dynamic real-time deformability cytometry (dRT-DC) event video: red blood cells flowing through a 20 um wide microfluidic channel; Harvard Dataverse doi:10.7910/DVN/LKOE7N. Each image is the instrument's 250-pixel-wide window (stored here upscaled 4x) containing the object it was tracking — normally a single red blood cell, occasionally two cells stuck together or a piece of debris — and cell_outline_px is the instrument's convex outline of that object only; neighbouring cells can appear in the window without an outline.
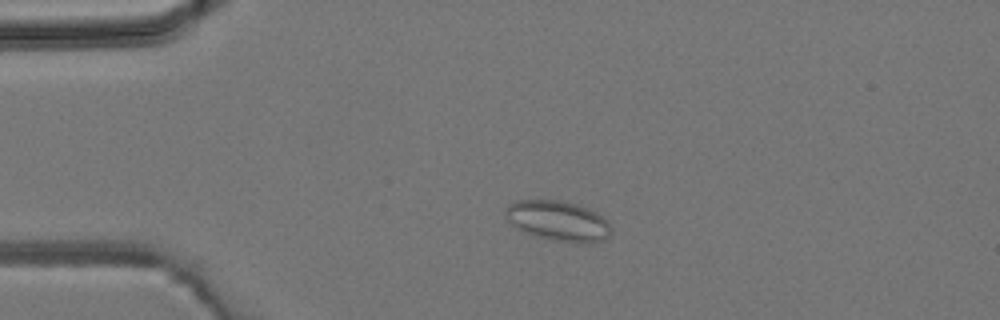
{"species": "common noctule bat (a hibernating species)", "species_latin": "Nyctalus noctula", "temperature_condition": "room temperature", "stored_images_in_passage": 3, "camera_frame_rate_fps": 3000, "um_per_image_px": 0.085, "animal": {"sex": "male", "body_mass_g": 19.2, "forearm_length_mm": 51.8}, "frame": {"image": 1, "passage_image": 2, "time_ms": 1.333, "image_size_px": [1000, 320], "cell_outline_px": [[612, 232], [604, 240], [592, 244], [552, 240], [536, 236], [524, 232], [512, 224], [508, 220], [504, 212], [504, 208], [508, 204], [516, 200], [564, 200], [588, 208], [596, 212], [608, 220], [612, 228]], "centroid_in_image_um": [47.47, 18.77], "position_along_channel_um": 37.5, "area_um2": 25.09}}